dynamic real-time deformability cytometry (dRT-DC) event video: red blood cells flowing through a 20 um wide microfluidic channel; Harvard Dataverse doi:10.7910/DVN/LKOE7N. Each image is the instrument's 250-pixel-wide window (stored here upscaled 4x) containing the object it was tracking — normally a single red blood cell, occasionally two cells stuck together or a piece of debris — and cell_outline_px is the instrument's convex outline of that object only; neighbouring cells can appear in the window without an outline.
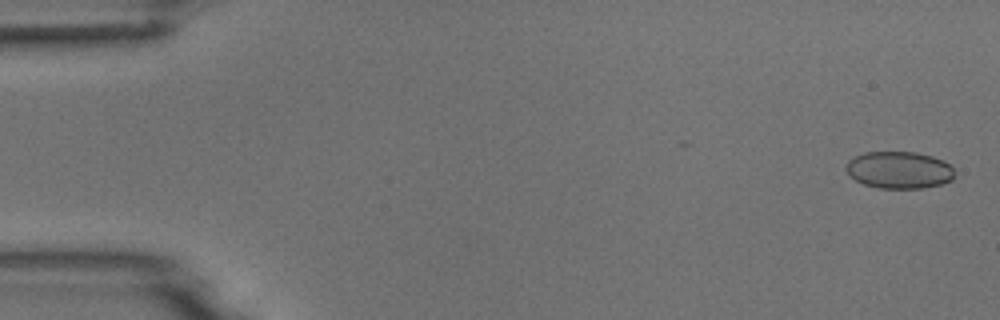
{"species": "common noctule bat (a hibernating species)", "species_latin": "Nyctalus noctula", "temperature_condition": "room temperature", "stored_images_in_passage": 5, "camera_frame_rate_fps": 3000, "um_per_image_px": 0.085, "animal": {"sex": "male", "body_mass_g": 18.8}, "frame": {"image": 1, "passage_image": 1, "time_ms": 0.0, "image_size_px": [1000, 320], "cell_outline_px": [[952, 180], [940, 184], [924, 188], [880, 188], [864, 184], [856, 180], [848, 172], [848, 160], [864, 152], [916, 152], [932, 156], [944, 160], [952, 168]], "centroid_in_image_um": [76.44, 14.44], "position_along_channel_um": 8.6, "area_um2": 23.12}}
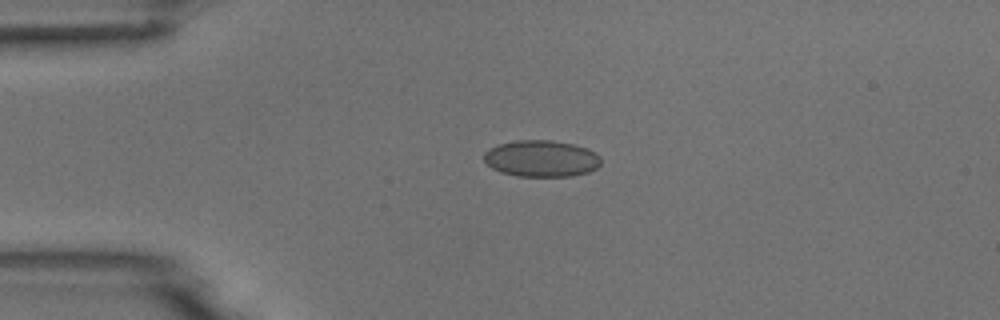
{"frame": {"image": 2, "passage_image": 4, "time_ms": 3.667, "image_size_px": [1000, 320], "cell_outline_px": [[600, 164], [596, 168], [588, 172], [572, 176], [516, 176], [500, 172], [492, 168], [484, 160], [484, 152], [488, 148], [500, 144], [516, 140], [552, 140], [572, 144], [588, 148], [596, 152], [600, 156]], "centroid_in_image_um": [46.01, 13.47], "position_along_channel_um": 39.0, "area_um2": 25.03}}